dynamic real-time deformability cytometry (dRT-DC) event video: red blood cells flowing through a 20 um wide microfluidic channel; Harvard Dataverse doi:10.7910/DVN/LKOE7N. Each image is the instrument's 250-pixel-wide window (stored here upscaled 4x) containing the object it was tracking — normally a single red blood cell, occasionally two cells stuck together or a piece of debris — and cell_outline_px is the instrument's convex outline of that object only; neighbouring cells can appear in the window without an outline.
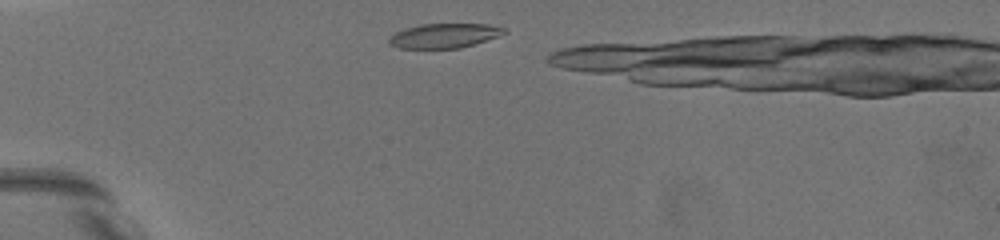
{"species": "common noctule bat (a hibernating species)", "species_latin": "Nyctalus noctula", "temperature_condition": "warm", "stored_images_in_passage": 9, "segment_of_instrument_passage": [1, 2], "camera_frame_rate_fps": 3000, "um_per_image_px": 0.085, "animal": {"sex": "female", "body_mass_g": 19.5, "forearm_length_mm": 54.1}, "frame": {"image": 1, "passage_image": 3, "time_ms": 1.0, "image_size_px": [1000, 240], "cell_outline_px": [[508, 32], [460, 48], [400, 48], [388, 44], [388, 40], [396, 32], [404, 28], [420, 24], [488, 24], [504, 28]], "centroid_in_image_um": [37.72, 3.02], "position_along_channel_um": 47.3, "area_um2": 16.18}}
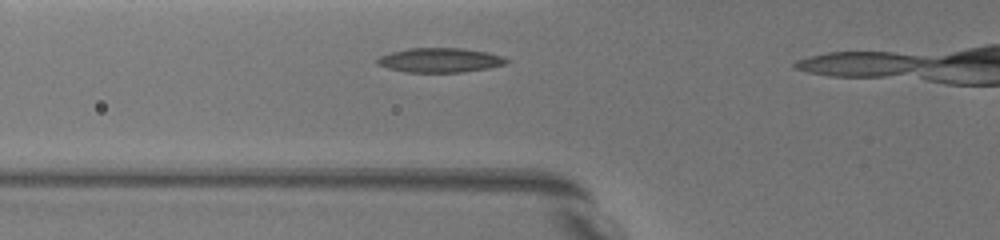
{"frame": {"image": 2, "passage_image": 8, "time_ms": 3.0, "image_size_px": [1000, 240], "cell_outline_px": [[508, 60], [504, 64], [488, 68], [460, 72], [408, 72], [388, 68], [376, 64], [376, 60], [380, 56], [392, 52], [408, 48], [464, 48], [484, 52], [500, 56]], "centroid_in_image_um": [37.34, 5.11], "position_along_channel_um": 88.5, "area_um2": 18.09}}